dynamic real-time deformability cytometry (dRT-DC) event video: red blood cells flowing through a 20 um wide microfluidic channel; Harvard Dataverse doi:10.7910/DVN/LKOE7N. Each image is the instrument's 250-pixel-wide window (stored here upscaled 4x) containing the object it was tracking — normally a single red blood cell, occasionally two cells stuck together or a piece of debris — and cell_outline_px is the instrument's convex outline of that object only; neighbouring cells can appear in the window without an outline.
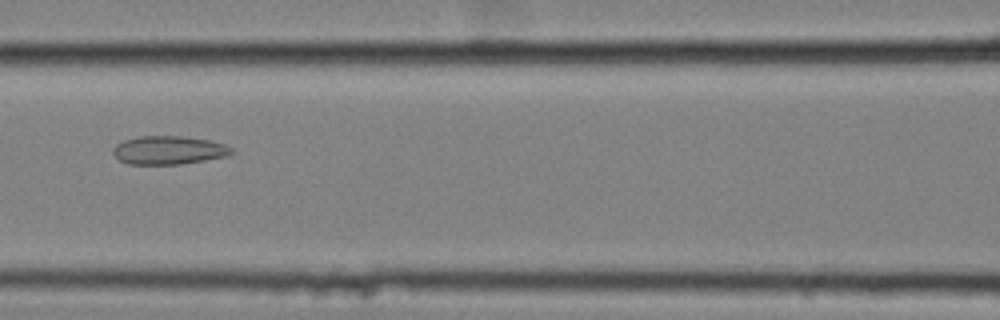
{"species": "common noctule bat (a hibernating species)", "species_latin": "Nyctalus noctula", "temperature_condition": "cold", "stored_images_in_passage": 58, "camera_frame_rate_fps": 3000, "um_per_image_px": 0.085, "animal": {"sex": "female", "body_mass_g": 25.1}, "frame": {"image": 1, "passage_image": 27, "time_ms": 8.667, "image_size_px": [1000, 320], "cell_outline_px": [[236, 152], [228, 156], [180, 164], [128, 164], [120, 160], [112, 152], [112, 148], [116, 144], [124, 140], [140, 136], [180, 136], [208, 140], [224, 144], [232, 148]], "centroid_in_image_um": [14.35, 12.76], "position_along_channel_um": 152.3, "area_um2": 19.59}}
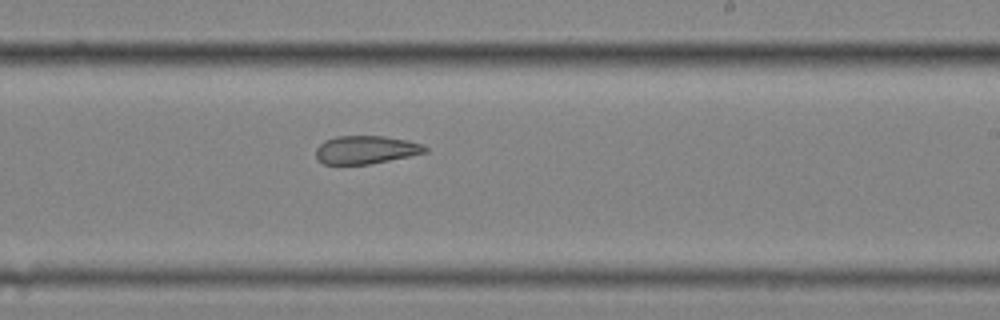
{"frame": {"image": 2, "passage_image": 36, "time_ms": 11.667, "image_size_px": [1000, 320], "cell_outline_px": [[428, 152], [368, 164], [324, 164], [316, 156], [316, 148], [324, 140], [336, 136], [384, 136], [408, 140], [424, 144], [428, 148]], "centroid_in_image_um": [31.12, 12.71], "position_along_channel_um": 257.9, "area_um2": 17.86}}
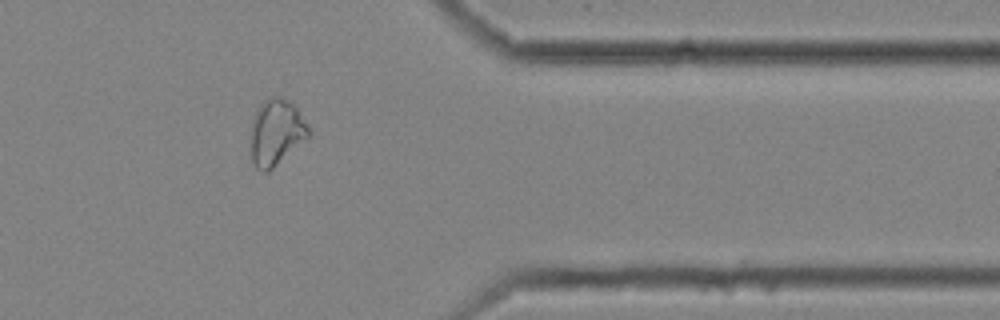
{"frame": {"image": 3, "passage_image": 48, "time_ms": 15.667, "image_size_px": [1000, 320], "cell_outline_px": [[312, 132], [308, 136], [268, 172], [260, 172], [256, 168], [252, 160], [252, 120], [260, 104], [272, 96], [280, 96], [288, 100], [296, 108], [308, 124]], "centroid_in_image_um": [23.48, 11.24], "position_along_channel_um": 387.9, "area_um2": 21.85}, "authors_computed_cell_mechanics": {"area_um2": 23.4668, "velocity_mm_per_s": 3.5283, "shape_relaxation_time_tau1_ms": null, "shape_relaxation_time_tau2_ms": 2.9154, "deformation_change_tau1": null, "deformation_change_tau2": 0.1127}}